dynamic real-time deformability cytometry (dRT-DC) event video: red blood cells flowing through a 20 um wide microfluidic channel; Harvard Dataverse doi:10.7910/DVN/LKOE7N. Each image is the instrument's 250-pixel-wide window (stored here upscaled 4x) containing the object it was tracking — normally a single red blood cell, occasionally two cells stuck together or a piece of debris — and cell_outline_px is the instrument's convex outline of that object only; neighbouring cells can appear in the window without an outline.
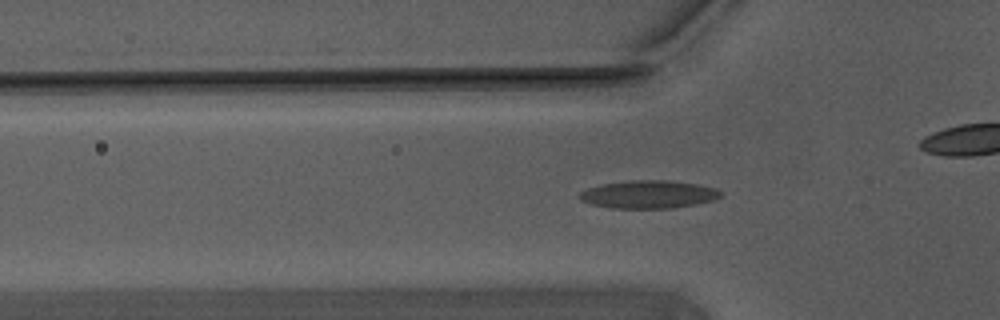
{"species": "Egyptian fruit bat (a non-hibernating species)", "species_latin": "Rousettus aegyptiacus", "temperature_condition": "warm", "stored_images_in_passage": 55, "camera_frame_rate_fps": 3000, "um_per_image_px": 0.085, "animal": {"sex": "male"}, "frame": {"image": 1, "passage_image": 17, "time_ms": 5.333, "image_size_px": [1000, 320], "cell_outline_px": [[724, 196], [712, 200], [696, 204], [672, 208], [612, 208], [592, 204], [580, 200], [576, 196], [580, 192], [588, 188], [604, 184], [632, 180], [664, 180], [696, 184], [716, 188], [724, 192]], "centroid_in_image_um": [55.15, 16.53], "position_along_channel_um": 70.7, "area_um2": 22.95}}
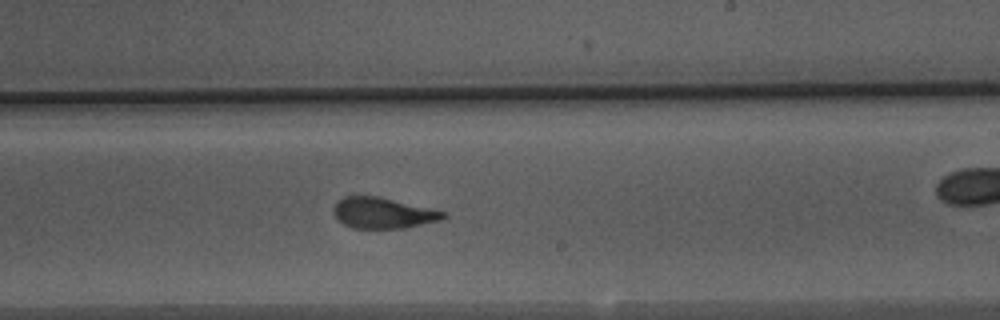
{"frame": {"image": 2, "passage_image": 32, "time_ms": 10.333, "image_size_px": [1000, 320], "cell_outline_px": [[448, 216], [440, 220], [404, 228], [352, 228], [344, 224], [336, 216], [332, 208], [336, 200], [344, 196], [380, 196], [448, 212]], "centroid_in_image_um": [32.57, 18.09], "position_along_channel_um": 256.4, "area_um2": 19.88}}
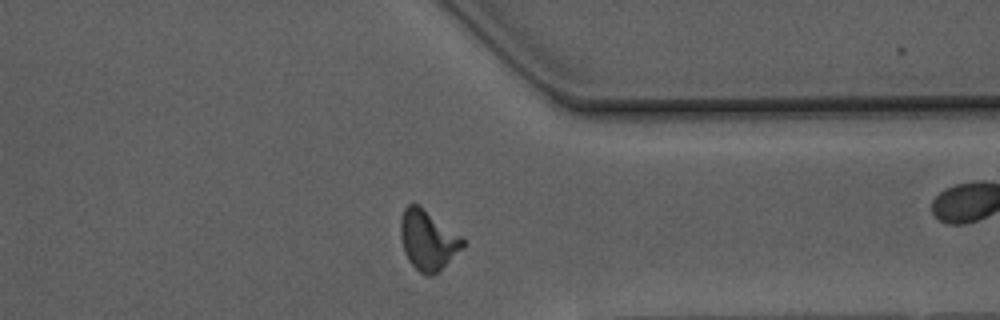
{"frame": {"image": 3, "passage_image": 42, "time_ms": 13.667, "image_size_px": [1000, 320], "cell_outline_px": [[468, 244], [432, 276], [424, 276], [408, 260], [404, 252], [400, 236], [400, 220], [404, 208], [408, 204], [420, 204], [464, 240]], "centroid_in_image_um": [36.35, 20.4], "position_along_channel_um": 375.1, "area_um2": 21.62}, "authors_computed_cell_mechanics": {"area_um2": 20.519, "velocity_mm_per_s": 3.7117, "shape_relaxation_time_tau1_ms": 6.0418, "shape_relaxation_time_tau2_ms": 1.2335, "deformation_change_tau1": 0.1922, "deformation_change_tau2": 0.0873}}